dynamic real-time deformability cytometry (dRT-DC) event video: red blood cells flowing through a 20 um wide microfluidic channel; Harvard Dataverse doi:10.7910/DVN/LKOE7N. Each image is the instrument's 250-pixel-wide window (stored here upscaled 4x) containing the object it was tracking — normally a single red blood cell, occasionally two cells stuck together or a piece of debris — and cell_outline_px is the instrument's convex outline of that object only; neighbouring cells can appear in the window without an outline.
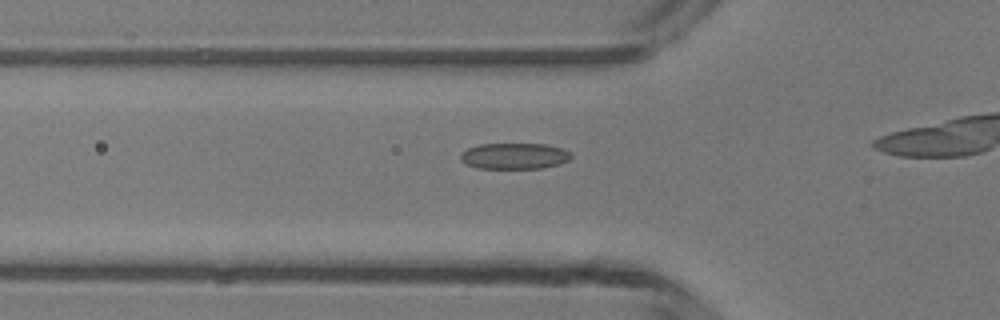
{"species": "common noctule bat (a hibernating species)", "species_latin": "Nyctalus noctula", "temperature_condition": "room temperature", "stored_images_in_passage": 9, "camera_frame_rate_fps": 3000, "um_per_image_px": 0.085, "animal": {"sex": "male", "body_mass_g": 13.3}, "frame": {"image": 1, "passage_image": 4, "time_ms": 1.0, "image_size_px": [1000, 320], "cell_outline_px": [[572, 156], [568, 160], [560, 164], [540, 168], [476, 168], [460, 160], [460, 152], [468, 148], [480, 144], [544, 144], [560, 148], [568, 152]], "centroid_in_image_um": [43.68, 13.26], "position_along_channel_um": 82.1, "area_um2": 16.65}}
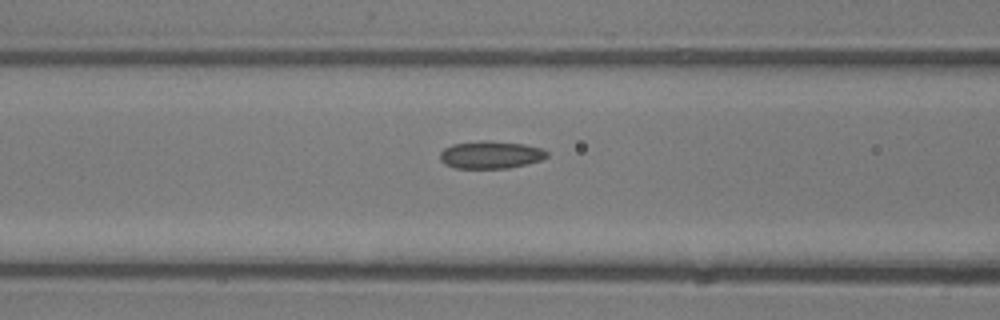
{"frame": {"image": 2, "passage_image": 7, "time_ms": 2.0, "image_size_px": [1000, 320], "cell_outline_px": [[548, 156], [540, 160], [508, 168], [456, 168], [444, 164], [440, 160], [440, 152], [444, 148], [452, 144], [480, 140], [484, 140], [524, 144], [540, 148], [548, 152]], "centroid_in_image_um": [41.66, 13.15], "position_along_channel_um": 124.9, "area_um2": 17.11}}